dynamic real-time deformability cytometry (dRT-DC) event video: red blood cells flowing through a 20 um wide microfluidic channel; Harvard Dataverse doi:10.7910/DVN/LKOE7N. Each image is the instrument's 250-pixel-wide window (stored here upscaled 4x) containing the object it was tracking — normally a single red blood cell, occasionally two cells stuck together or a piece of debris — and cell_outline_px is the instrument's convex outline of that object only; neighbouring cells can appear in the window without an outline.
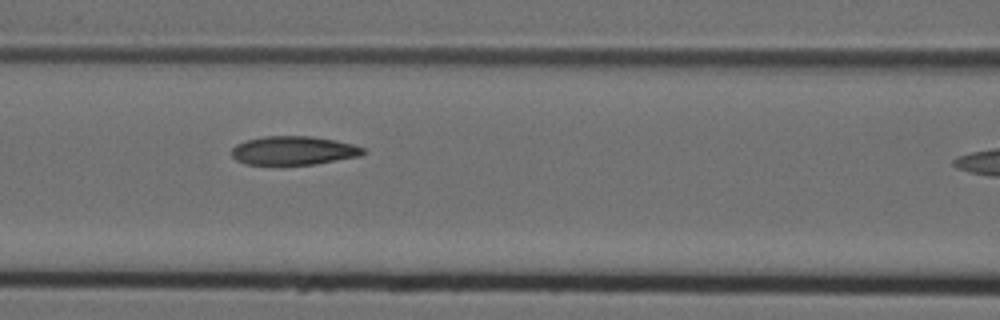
{"species": "Egyptian fruit bat (a non-hibernating species)", "species_latin": "Rousettus aegyptiacus", "temperature_condition": "cold", "stored_images_in_passage": 7, "camera_frame_rate_fps": 3000, "um_per_image_px": 0.085, "animal": {"sex": "female"}, "frame": {"image": 1, "passage_image": 5, "time_ms": 1.333, "image_size_px": [1000, 320], "cell_outline_px": [[368, 152], [360, 156], [316, 164], [280, 168], [244, 164], [236, 160], [232, 156], [232, 148], [236, 144], [244, 140], [260, 136], [312, 136], [336, 140], [352, 144], [364, 148]], "centroid_in_image_um": [24.9, 12.84], "position_along_channel_um": 141.7, "area_um2": 23.24}}
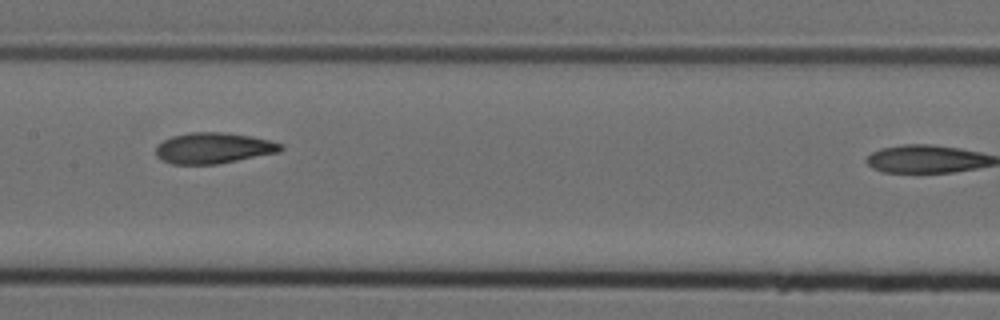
{"frame": {"image": 2, "passage_image": 6, "time_ms": 1.667, "image_size_px": [1000, 320], "cell_outline_px": [[284, 148], [280, 152], [216, 164], [172, 164], [156, 156], [156, 144], [172, 136], [188, 132], [224, 132], [252, 136], [284, 144]], "centroid_in_image_um": [18.15, 12.57], "position_along_channel_um": 189.2, "area_um2": 22.54}}